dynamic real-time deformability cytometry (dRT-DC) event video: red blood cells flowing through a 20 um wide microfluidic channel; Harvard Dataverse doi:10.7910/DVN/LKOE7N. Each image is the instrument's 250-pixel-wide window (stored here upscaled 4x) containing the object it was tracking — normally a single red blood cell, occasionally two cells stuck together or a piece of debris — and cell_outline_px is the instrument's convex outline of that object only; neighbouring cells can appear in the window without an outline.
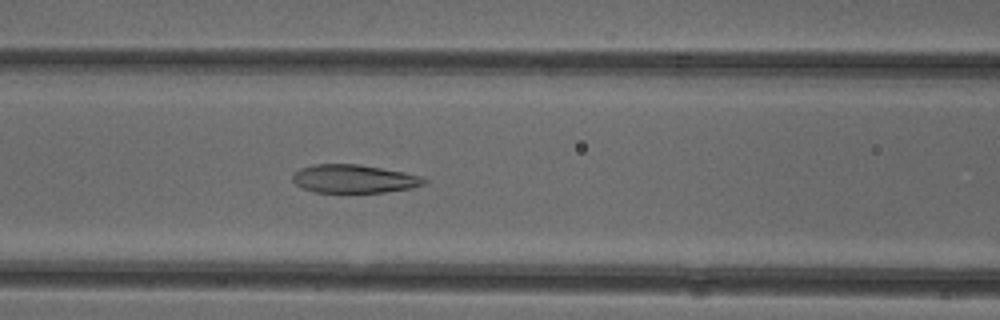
{"species": "common noctule bat (a hibernating species)", "species_latin": "Nyctalus noctula", "temperature_condition": "cold", "stored_images_in_passage": 51, "camera_frame_rate_fps": 3000, "um_per_image_px": 0.085, "animal": {"sex": "female"}, "frame": {"image": 1, "passage_image": 21, "time_ms": 6.667, "image_size_px": [1000, 320], "cell_outline_px": [[428, 180], [424, 184], [412, 188], [384, 192], [316, 192], [304, 188], [296, 184], [292, 180], [292, 176], [300, 168], [312, 164], [360, 164], [404, 172], [424, 176]], "centroid_in_image_um": [30.13, 15.19], "position_along_channel_um": 136.5, "area_um2": 21.73}}
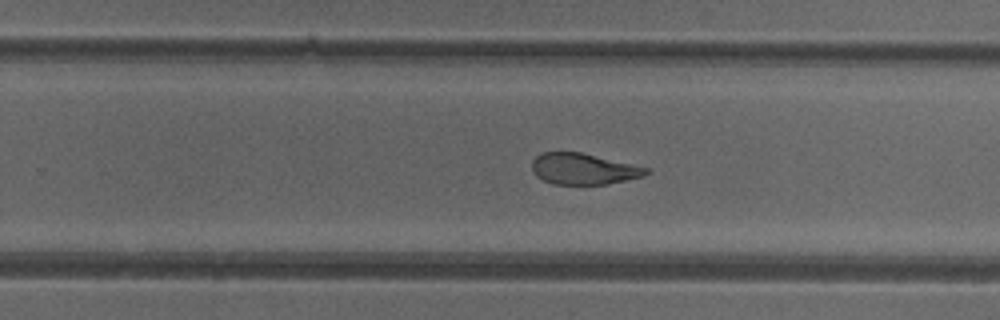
{"frame": {"image": 2, "passage_image": 32, "time_ms": 10.333, "image_size_px": [1000, 320], "cell_outline_px": [[652, 172], [644, 176], [604, 184], [552, 184], [536, 176], [532, 172], [532, 160], [540, 152], [580, 152], [648, 168]], "centroid_in_image_um": [49.56, 14.35], "position_along_channel_um": 280.2, "area_um2": 20.58}}
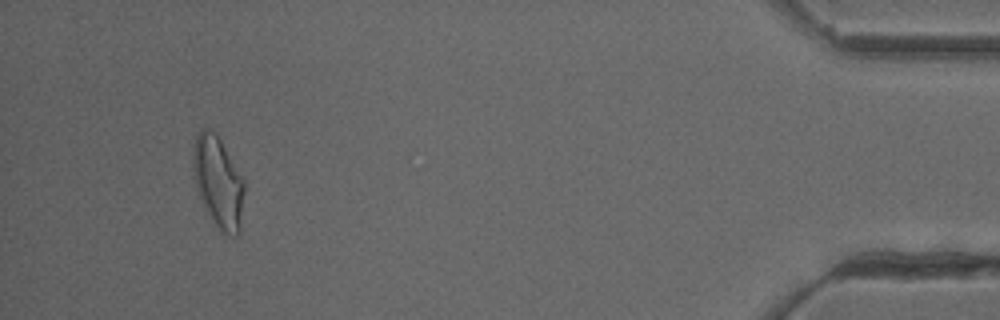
{"frame": {"image": 3, "passage_image": 48, "time_ms": 15.667, "image_size_px": [1000, 320], "cell_outline_px": [[244, 192], [240, 232], [236, 236], [228, 236], [220, 232], [208, 212], [196, 188], [192, 164], [192, 156], [196, 136], [200, 128], [204, 128], [216, 132], [244, 180]], "centroid_in_image_um": [18.55, 15.48], "position_along_channel_um": 416.6, "area_um2": 27.17}, "authors_computed_cell_mechanics": {"area_um2": 24.4494, "velocity_mm_per_s": 3.9232, "shape_relaxation_time_tau1_ms": 8.7281, "shape_relaxation_time_tau2_ms": 1.7065, "deformation_change_tau1": 0.2096, "deformation_change_tau2": 0.0859}}